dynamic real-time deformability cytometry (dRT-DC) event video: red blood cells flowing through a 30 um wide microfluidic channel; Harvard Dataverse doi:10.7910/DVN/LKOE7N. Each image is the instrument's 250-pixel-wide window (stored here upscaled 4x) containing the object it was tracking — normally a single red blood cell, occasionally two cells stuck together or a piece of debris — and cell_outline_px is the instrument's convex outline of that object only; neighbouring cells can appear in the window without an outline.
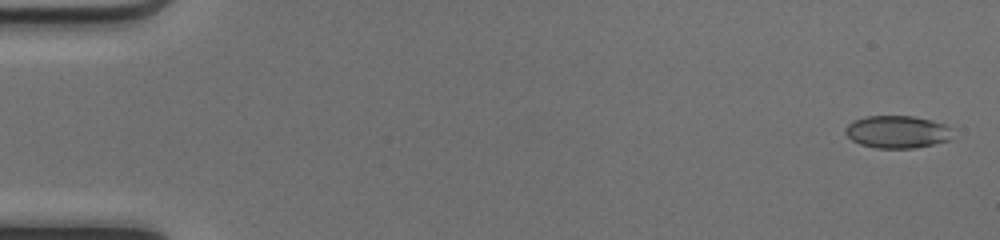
{"species": "common noctule bat (a hibernating species)", "species_latin": "Nyctalus noctula", "temperature_condition": "cold", "stored_images_in_passage": 50, "camera_frame_rate_fps": 3000, "um_per_image_px": 0.085, "animal": {"sex": "female", "body_mass_g": 17.0, "forearm_length_mm": 48.0}, "frame": {"image": 1, "passage_image": 2, "time_ms": 0.333, "image_size_px": [1000, 240], "cell_outline_px": [[952, 140], [912, 148], [876, 148], [860, 144], [852, 140], [844, 132], [844, 128], [852, 120], [868, 116], [912, 116], [932, 120], [944, 124], [952, 128]], "centroid_in_image_um": [76.27, 11.2], "position_along_channel_um": 8.7, "area_um2": 20.46}}
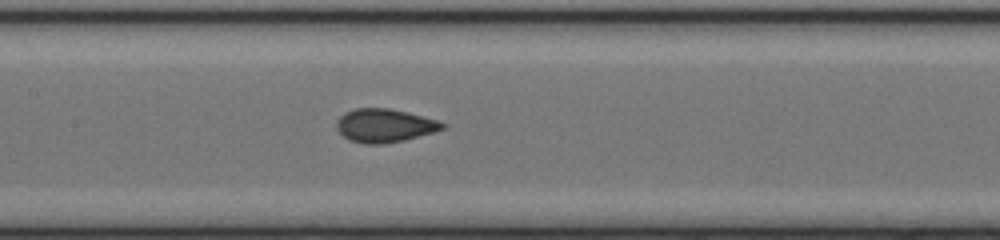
{"frame": {"image": 2, "passage_image": 25, "time_ms": 8.0, "image_size_px": [1000, 240], "cell_outline_px": [[448, 124], [444, 128], [432, 132], [404, 140], [384, 144], [364, 144], [348, 140], [336, 128], [336, 120], [344, 112], [356, 108], [388, 108], [408, 112], [436, 120]], "centroid_in_image_um": [32.65, 10.67], "position_along_channel_um": 174.7, "area_um2": 20.63}}
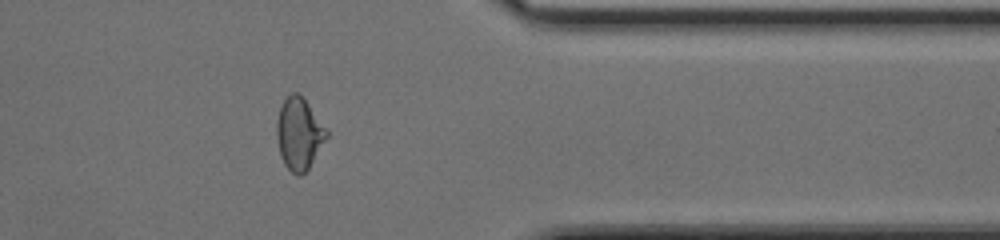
{"frame": {"image": 3, "passage_image": 41, "time_ms": 13.333, "image_size_px": [1000, 240], "cell_outline_px": [[328, 136], [308, 168], [300, 176], [296, 176], [284, 164], [280, 156], [276, 136], [276, 124], [280, 108], [284, 100], [292, 92], [296, 92], [308, 104], [328, 132]], "centroid_in_image_um": [25.39, 11.39], "position_along_channel_um": 386.0, "area_um2": 20.46}, "authors_computed_cell_mechanics": {"area_um2": 20.5479, "velocity_mm_per_s": 4.205, "shape_relaxation_time_tau1_ms": null, "shape_relaxation_time_tau2_ms": 0.7977, "deformation_change_tau1": null, "deformation_change_tau2": 0.0597}}